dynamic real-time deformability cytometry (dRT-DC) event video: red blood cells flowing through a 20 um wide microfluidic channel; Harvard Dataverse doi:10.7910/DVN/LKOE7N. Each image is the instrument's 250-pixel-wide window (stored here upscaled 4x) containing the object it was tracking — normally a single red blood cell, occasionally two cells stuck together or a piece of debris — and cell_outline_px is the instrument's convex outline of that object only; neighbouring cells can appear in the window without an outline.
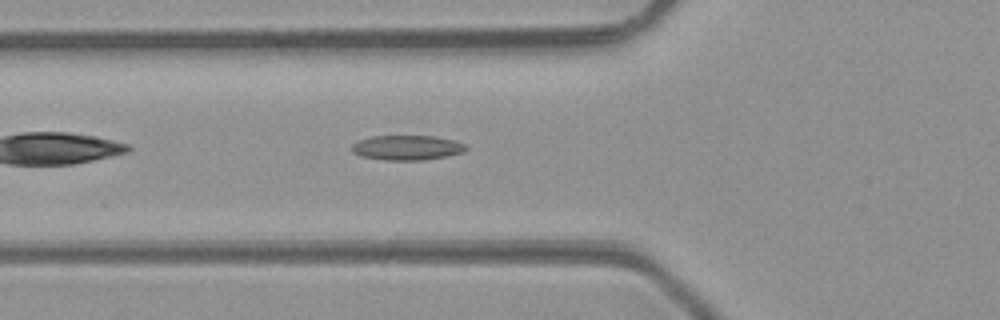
{"species": "common noctule bat (a hibernating species)", "species_latin": "Nyctalus noctula", "temperature_condition": "room temperature", "stored_images_in_passage": 27, "camera_frame_rate_fps": 3000, "um_per_image_px": 0.085, "animal": {"sex": "male", "body_mass_g": 23.1, "forearm_length_mm": 52.7}, "frame": {"image": 1, "passage_image": 2, "time_ms": 0.333, "image_size_px": [1000, 320], "cell_outline_px": [[468, 148], [464, 152], [444, 156], [420, 160], [388, 160], [360, 156], [352, 152], [352, 144], [360, 140], [372, 136], [436, 136], [452, 140], [464, 144]], "centroid_in_image_um": [34.58, 12.54], "position_along_channel_um": 91.2, "area_um2": 16.3}}
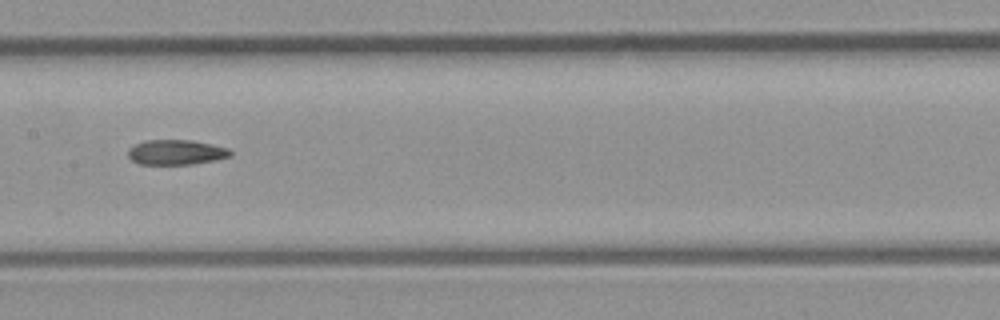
{"frame": {"image": 2, "passage_image": 9, "time_ms": 2.667, "image_size_px": [1000, 320], "cell_outline_px": [[232, 156], [216, 160], [192, 164], [140, 164], [132, 160], [128, 156], [128, 148], [144, 140], [192, 140], [228, 148], [232, 152]], "centroid_in_image_um": [14.97, 12.94], "position_along_channel_um": 192.4, "area_um2": 14.91}}
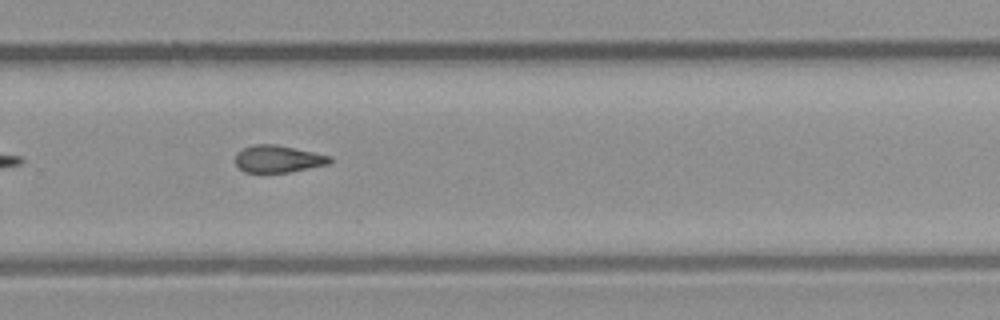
{"frame": {"image": 3, "passage_image": 17, "time_ms": 5.333, "image_size_px": [1000, 320], "cell_outline_px": [[332, 164], [288, 172], [244, 172], [236, 164], [236, 152], [244, 148], [256, 144], [276, 144], [332, 156]], "centroid_in_image_um": [23.68, 13.51], "position_along_channel_um": 306.1, "area_um2": 14.97}}